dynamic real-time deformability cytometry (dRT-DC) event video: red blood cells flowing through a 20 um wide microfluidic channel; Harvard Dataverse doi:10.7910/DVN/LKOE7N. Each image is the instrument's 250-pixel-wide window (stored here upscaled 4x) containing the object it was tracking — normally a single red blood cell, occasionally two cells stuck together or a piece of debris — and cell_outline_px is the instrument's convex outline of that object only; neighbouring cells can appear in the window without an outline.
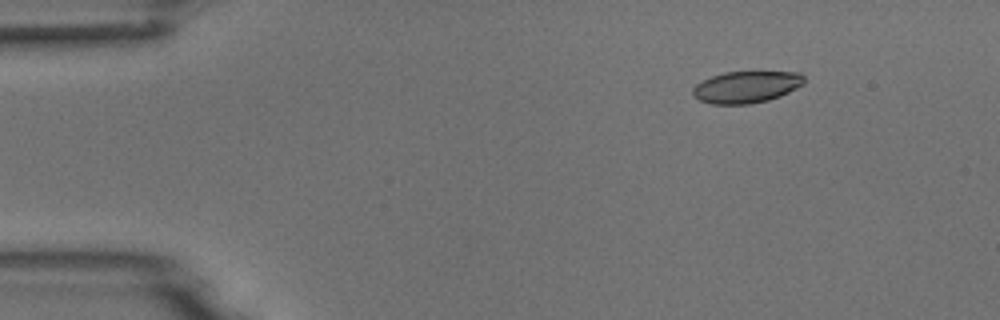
{"species": "common noctule bat (a hibernating species)", "species_latin": "Nyctalus noctula", "temperature_condition": "room temperature", "stored_images_in_passage": 4, "camera_frame_rate_fps": 3000, "um_per_image_px": 0.085, "animal": {"sex": "male", "body_mass_g": 18.8}, "frame": {"image": 1, "passage_image": 2, "time_ms": 1.333, "image_size_px": [1000, 320], "cell_outline_px": [[804, 84], [780, 96], [768, 100], [748, 104], [712, 104], [700, 100], [692, 96], [692, 88], [696, 84], [712, 76], [724, 72], [800, 72], [804, 76]], "centroid_in_image_um": [63.43, 7.39], "position_along_channel_um": 21.6, "area_um2": 20.58}}